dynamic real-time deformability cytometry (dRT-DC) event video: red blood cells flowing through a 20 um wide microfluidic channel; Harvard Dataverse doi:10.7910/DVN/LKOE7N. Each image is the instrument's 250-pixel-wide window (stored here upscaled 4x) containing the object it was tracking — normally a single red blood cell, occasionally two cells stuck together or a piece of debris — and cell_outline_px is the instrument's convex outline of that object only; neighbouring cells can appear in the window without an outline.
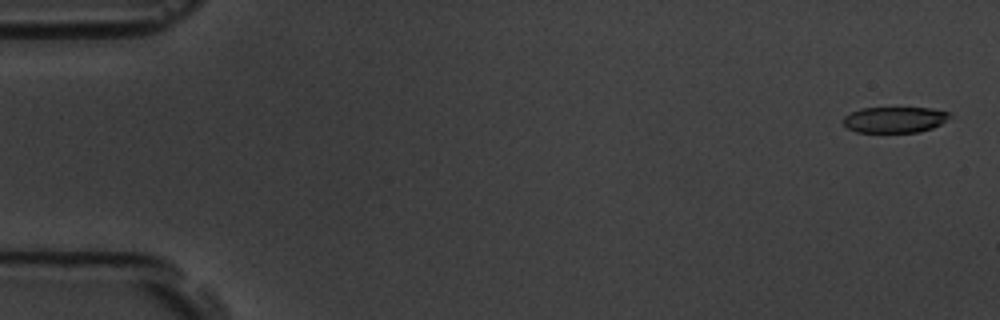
{"species": "common noctule bat (a hibernating species)", "species_latin": "Nyctalus noctula", "temperature_condition": "room temperature", "stored_images_in_passage": 10, "camera_frame_rate_fps": 3000, "um_per_image_px": 0.085, "animal": {"sex": "male", "body_mass_g": 19.5, "forearm_length_mm": 54.6}, "frame": {"image": 1, "passage_image": 1, "time_ms": 0.0, "image_size_px": [1000, 320], "cell_outline_px": [[952, 116], [940, 124], [932, 128], [920, 132], [856, 132], [848, 128], [840, 120], [844, 116], [860, 108], [932, 108], [952, 112]], "centroid_in_image_um": [76.06, 10.17], "position_along_channel_um": 8.9, "area_um2": 16.24}}
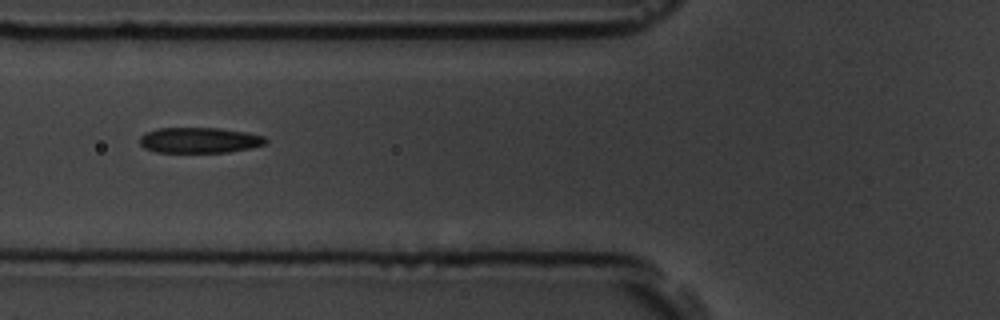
{"frame": {"image": 2, "passage_image": 7, "time_ms": 2.0, "image_size_px": [1000, 320], "cell_outline_px": [[268, 140], [264, 144], [248, 148], [228, 152], [156, 152], [144, 148], [140, 144], [140, 136], [148, 132], [160, 128], [220, 128], [248, 132], [264, 136]], "centroid_in_image_um": [16.96, 11.91], "position_along_channel_um": 108.8, "area_um2": 18.67}}
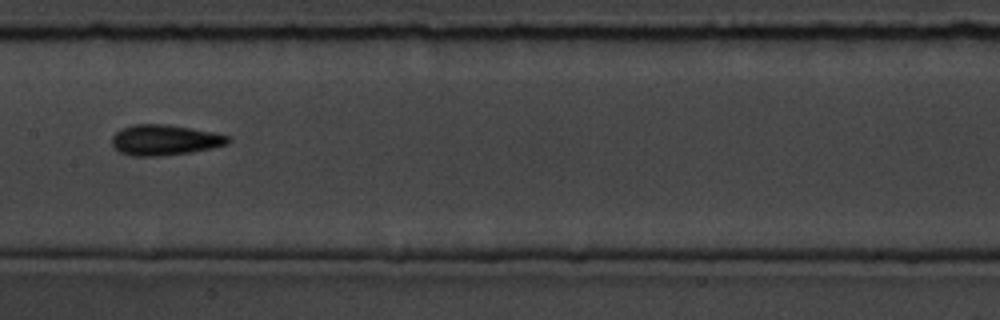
{"frame": {"image": 3, "passage_image": 9, "time_ms": 2.667, "image_size_px": [1000, 320], "cell_outline_px": [[232, 140], [228, 144], [212, 148], [192, 152], [156, 156], [132, 156], [120, 152], [112, 144], [112, 136], [116, 132], [124, 128], [136, 124], [168, 124], [192, 128], [212, 132], [228, 136]], "centroid_in_image_um": [14.02, 11.9], "position_along_channel_um": 193.4, "area_um2": 20.58}}